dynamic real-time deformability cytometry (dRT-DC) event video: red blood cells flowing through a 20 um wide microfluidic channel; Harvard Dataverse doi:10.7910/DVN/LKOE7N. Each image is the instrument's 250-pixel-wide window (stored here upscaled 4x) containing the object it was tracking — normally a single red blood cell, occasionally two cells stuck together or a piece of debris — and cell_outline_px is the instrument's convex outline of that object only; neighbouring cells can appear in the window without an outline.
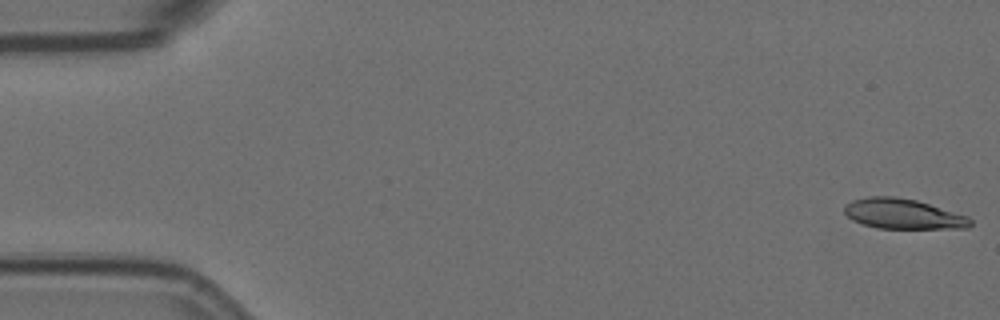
{"species": "Egyptian fruit bat (a non-hibernating species)", "species_latin": "Rousettus aegyptiacus", "temperature_condition": "room temperature", "stored_images_in_passage": 54, "camera_frame_rate_fps": 3000, "um_per_image_px": 0.085, "animal": {"sex": "female"}, "frame": {"image": 1, "passage_image": 1, "time_ms": 0.0, "image_size_px": [1000, 320], "cell_outline_px": [[972, 224], [968, 228], [876, 228], [852, 220], [844, 212], [844, 204], [852, 200], [868, 196], [896, 196], [916, 200], [968, 216], [972, 220]], "centroid_in_image_um": [76.74, 18.17], "position_along_channel_um": 8.3, "area_um2": 22.14}}
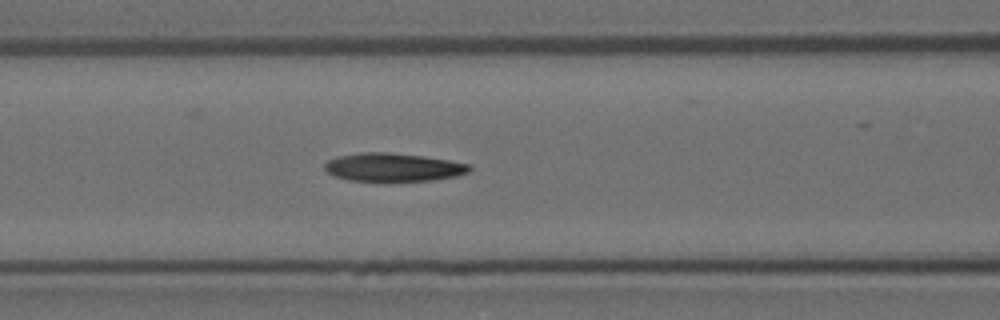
{"frame": {"image": 2, "passage_image": 23, "time_ms": 7.333, "image_size_px": [1000, 320], "cell_outline_px": [[472, 168], [468, 172], [456, 176], [432, 180], [348, 180], [332, 176], [324, 168], [324, 164], [328, 160], [336, 156], [360, 152], [388, 152], [424, 156], [448, 160], [468, 164]], "centroid_in_image_um": [33.37, 14.2], "position_along_channel_um": 133.2, "area_um2": 23.7}}
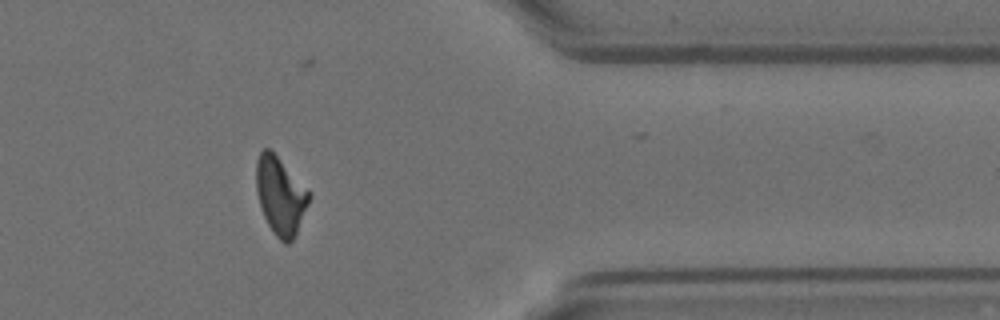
{"frame": {"image": 3, "passage_image": 46, "time_ms": 15.0, "image_size_px": [1000, 320], "cell_outline_px": [[312, 196], [296, 232], [292, 240], [288, 244], [284, 244], [276, 236], [268, 224], [264, 216], [256, 192], [256, 160], [260, 152], [264, 148], [268, 148], [312, 192]], "centroid_in_image_um": [23.84, 16.64], "position_along_channel_um": 387.6, "area_um2": 23.76}, "authors_computed_cell_mechanics": {"area_um2": 23.9003, "velocity_mm_per_s": 3.5783, "shape_relaxation_time_tau1_ms": null, "shape_relaxation_time_tau2_ms": 3.8095, "deformation_change_tau1": null, "deformation_change_tau2": 0.1134}}